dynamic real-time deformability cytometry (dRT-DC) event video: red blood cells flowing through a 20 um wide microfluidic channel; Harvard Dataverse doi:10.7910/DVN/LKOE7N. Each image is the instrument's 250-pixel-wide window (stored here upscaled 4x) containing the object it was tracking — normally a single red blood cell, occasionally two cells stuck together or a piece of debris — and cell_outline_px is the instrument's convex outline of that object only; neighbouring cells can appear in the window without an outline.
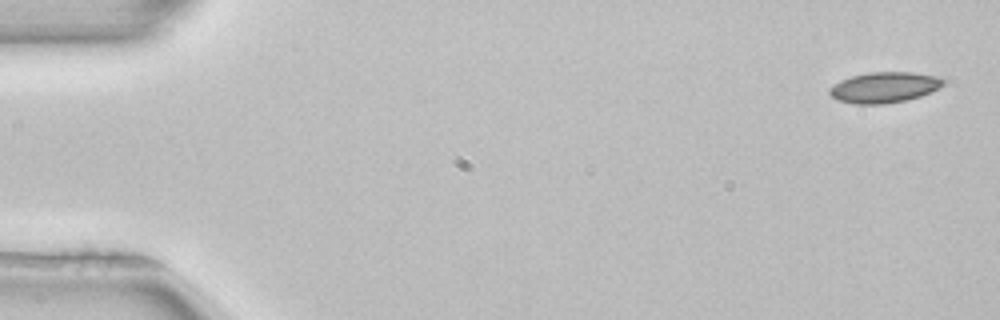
{"species": "common noctule bat (a hibernating species)", "species_latin": "Nyctalus noctula", "temperature_condition": "room temperature", "stored_images_in_passage": 51, "camera_frame_rate_fps": 3000, "um_per_image_px": 0.085, "animal": {"sex": "female", "body_mass_g": 22.7, "forearm_length_mm": 54.2}, "frame": {"image": 1, "passage_image": 1, "time_ms": 0.0, "image_size_px": [1000, 320], "cell_outline_px": [[944, 84], [920, 96], [904, 100], [884, 104], [856, 104], [836, 100], [828, 92], [828, 88], [832, 84], [840, 80], [852, 76], [868, 72], [912, 72], [936, 76], [944, 80]], "centroid_in_image_um": [75.08, 7.42], "position_along_channel_um": 9.9, "area_um2": 20.23}}
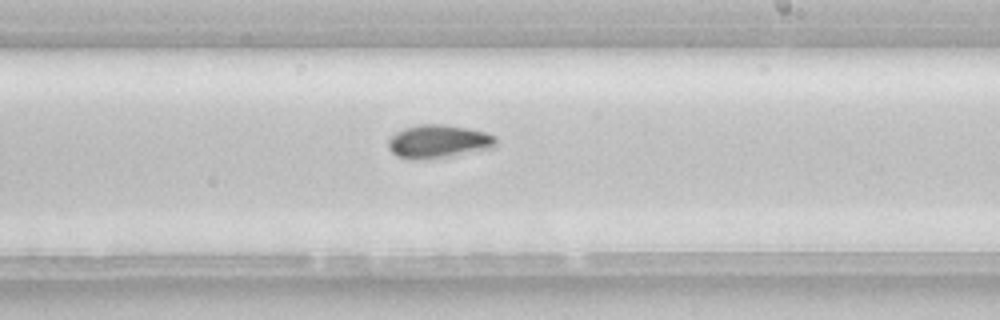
{"frame": {"image": 2, "passage_image": 30, "time_ms": 9.667, "image_size_px": [1000, 320], "cell_outline_px": [[496, 144], [492, 148], [448, 156], [420, 160], [412, 160], [396, 156], [388, 148], [388, 140], [396, 132], [404, 128], [420, 124], [444, 124], [468, 128], [484, 132], [496, 136]], "centroid_in_image_um": [37.23, 12.02], "position_along_channel_um": 251.8, "area_um2": 20.87}, "authors_computed_cell_mechanics": {"area_um2": 20.23, "velocity_mm_per_s": 3.9483, "shape_relaxation_time_tau1_ms": 7.8131, "shape_relaxation_time_tau2_ms": null, "deformation_change_tau1": 0.1373, "deformation_change_tau2": null}}